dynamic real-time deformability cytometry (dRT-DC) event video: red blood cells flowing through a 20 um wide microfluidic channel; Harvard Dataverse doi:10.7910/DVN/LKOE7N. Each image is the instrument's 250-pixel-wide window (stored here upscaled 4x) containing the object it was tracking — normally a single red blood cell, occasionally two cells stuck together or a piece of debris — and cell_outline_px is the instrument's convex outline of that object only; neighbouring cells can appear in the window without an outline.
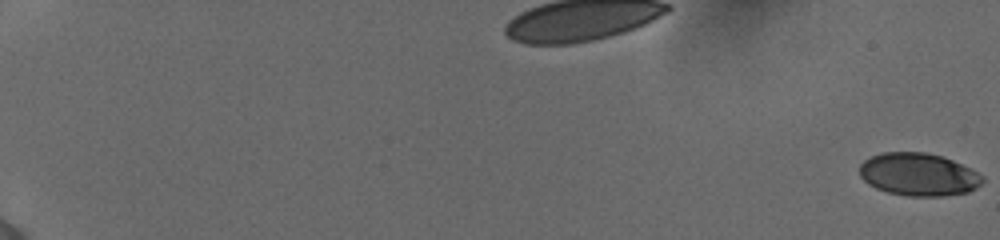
{"species": "human", "species_latin": "Homo sapiens", "temperature_condition": "cold", "stored_images_in_passage": 50, "camera_frame_rate_fps": 3000, "um_per_image_px": 0.085, "donor": {"sex": "female"}, "frame": {"image": 1, "passage_image": 1, "time_ms": 0.0, "image_size_px": [1000, 240], "cell_outline_px": [[984, 180], [976, 188], [968, 192], [944, 196], [904, 196], [888, 192], [876, 188], [868, 184], [860, 176], [860, 164], [864, 160], [880, 152], [924, 152], [944, 156], [984, 176]], "centroid_in_image_um": [78.06, 14.83], "position_along_channel_um": 6.9, "area_um2": 30.69}}
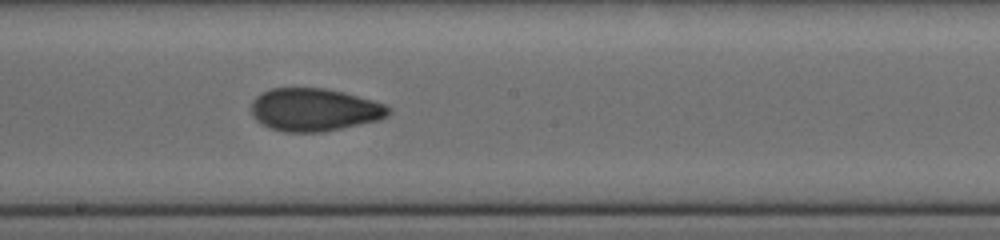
{"frame": {"image": 2, "passage_image": 34, "time_ms": 11.667, "image_size_px": [1000, 240], "cell_outline_px": [[392, 112], [388, 116], [376, 120], [324, 132], [284, 132], [268, 128], [260, 124], [252, 116], [252, 100], [260, 92], [272, 88], [324, 88], [344, 92], [372, 100], [384, 104], [392, 108]], "centroid_in_image_um": [26.69, 9.33], "position_along_channel_um": 221.5, "area_um2": 34.45}}
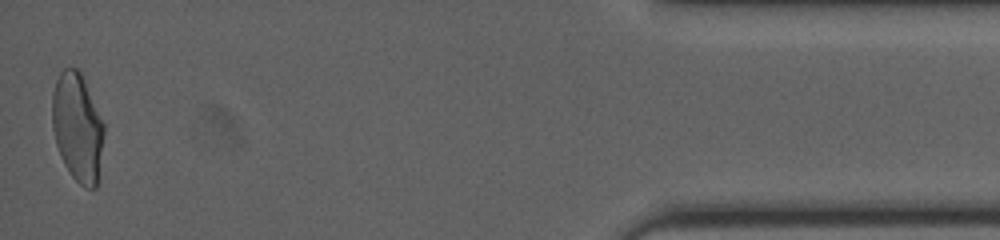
{"frame": {"image": 3, "passage_image": 50, "time_ms": 18.667, "image_size_px": [1000, 240], "cell_outline_px": [[104, 132], [96, 188], [84, 188], [72, 176], [64, 164], [60, 156], [56, 144], [52, 128], [52, 92], [56, 80], [60, 72], [64, 68], [76, 68], [80, 72], [84, 80], [104, 124]], "centroid_in_image_um": [6.56, 10.82], "position_along_channel_um": 428.6, "area_um2": 32.48}, "authors_computed_cell_mechanics": {"area_um2": 32.4836, "velocity_mm_per_s": 3.8872, "shape_relaxation_time_tau1_ms": null, "shape_relaxation_time_tau2_ms": 1.3016, "deformation_change_tau1": null, "deformation_change_tau2": 0.0672}}